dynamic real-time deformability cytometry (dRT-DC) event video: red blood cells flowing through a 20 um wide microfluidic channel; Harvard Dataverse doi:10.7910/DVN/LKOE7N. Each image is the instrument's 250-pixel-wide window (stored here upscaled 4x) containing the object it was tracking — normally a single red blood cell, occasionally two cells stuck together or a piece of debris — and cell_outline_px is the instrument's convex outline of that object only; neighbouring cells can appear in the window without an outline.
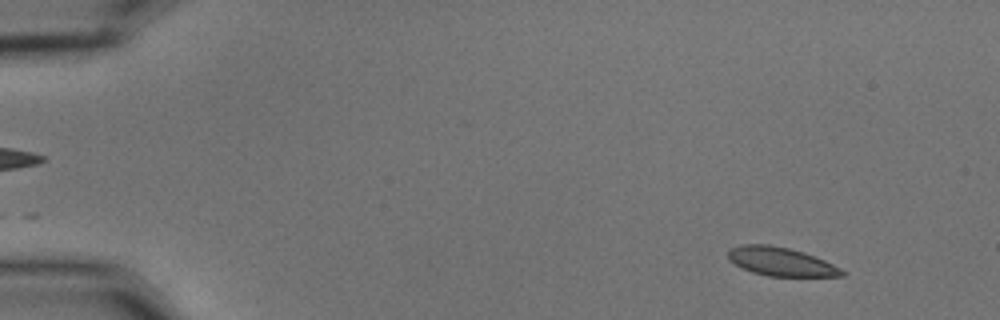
{"species": "common noctule bat (a hibernating species)", "species_latin": "Nyctalus noctula", "temperature_condition": "cold", "stored_images_in_passage": 55, "camera_frame_rate_fps": 3000, "um_per_image_px": 0.085, "animal": {"sex": "male", "body_mass_g": 15.6}, "frame": {"image": 1, "passage_image": 3, "time_ms": 0.667, "image_size_px": [1000, 320], "cell_outline_px": [[844, 276], [768, 276], [752, 272], [736, 264], [728, 256], [728, 248], [744, 244], [768, 244], [788, 248], [804, 252], [816, 256], [840, 268], [844, 272]], "centroid_in_image_um": [66.38, 22.23], "position_along_channel_um": 18.6, "area_um2": 18.79}}
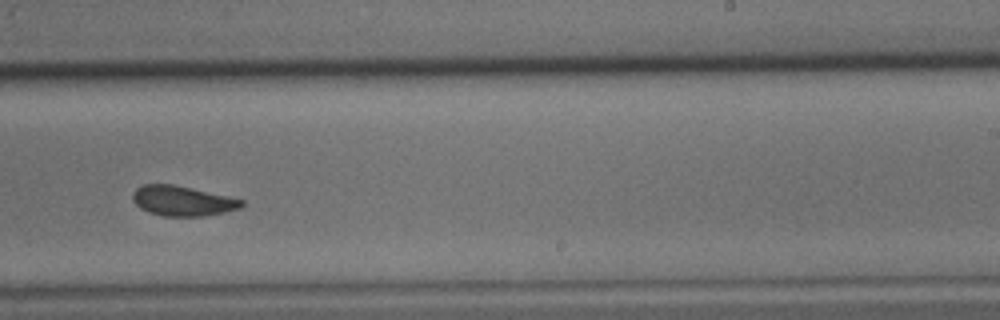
{"frame": {"image": 2, "passage_image": 34, "time_ms": 11.0, "image_size_px": [1000, 320], "cell_outline_px": [[244, 204], [240, 208], [224, 212], [200, 216], [164, 216], [148, 212], [140, 208], [132, 200], [132, 192], [136, 188], [144, 184], [172, 184], [244, 200]], "centroid_in_image_um": [15.46, 17.07], "position_along_channel_um": 273.5, "area_um2": 18.84}}
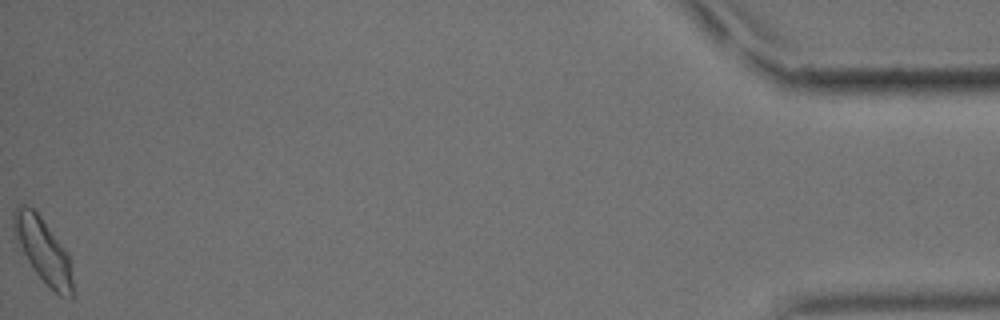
{"frame": {"image": 3, "passage_image": 55, "time_ms": 18.0, "image_size_px": [1000, 320], "cell_outline_px": [[72, 296], [60, 296], [32, 268], [12, 232], [12, 216], [16, 204], [28, 204], [40, 216], [68, 252], [72, 280]], "centroid_in_image_um": [3.61, 21.19], "position_along_channel_um": 431.6, "area_um2": 21.85}, "authors_computed_cell_mechanics": {"area_um2": 19.5942, "velocity_mm_per_s": 3.5209, "shape_relaxation_time_tau1_ms": 3.9924, "shape_relaxation_time_tau2_ms": 1.7425, "deformation_change_tau1": 0.1081, "deformation_change_tau2": 0.0498}}